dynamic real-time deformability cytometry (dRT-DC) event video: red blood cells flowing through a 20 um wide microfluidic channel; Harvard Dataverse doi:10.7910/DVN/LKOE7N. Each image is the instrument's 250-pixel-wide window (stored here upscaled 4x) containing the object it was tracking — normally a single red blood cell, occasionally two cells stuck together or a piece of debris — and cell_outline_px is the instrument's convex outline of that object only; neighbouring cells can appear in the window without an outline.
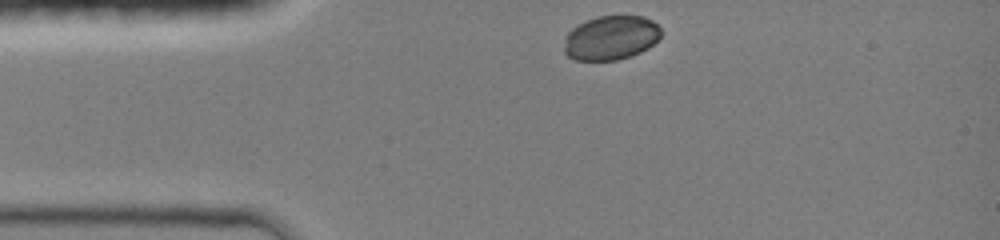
{"species": "common noctule bat (a hibernating species)", "species_latin": "Nyctalus noctula", "temperature_condition": "room temperature", "stored_images_in_passage": 6, "camera_frame_rate_fps": 3000, "um_per_image_px": 0.085, "animal": {"sex": "female", "body_mass_g": 19.0, "forearm_length_mm": 51.5}, "frame": {"image": 1, "passage_image": 1, "time_ms": 0.0, "image_size_px": [1000, 240], "cell_outline_px": [[660, 36], [648, 48], [640, 52], [616, 60], [576, 60], [568, 56], [564, 52], [564, 36], [576, 24], [596, 16], [644, 16], [652, 20], [660, 28]], "centroid_in_image_um": [51.88, 3.2], "position_along_channel_um": 33.1, "area_um2": 25.03}}
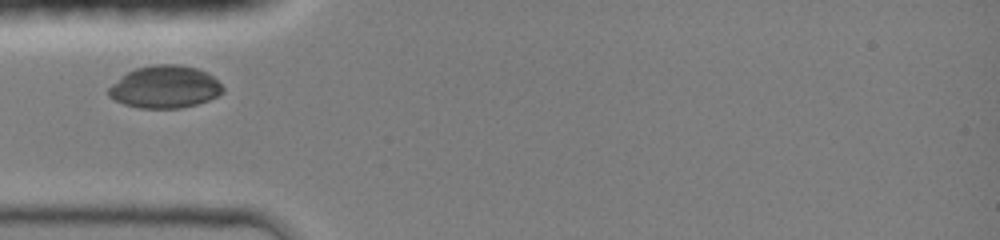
{"frame": {"image": 2, "passage_image": 4, "time_ms": 1.667, "image_size_px": [1000, 240], "cell_outline_px": [[224, 92], [208, 100], [196, 104], [180, 108], [140, 108], [124, 104], [108, 96], [108, 88], [120, 76], [136, 68], [152, 64], [180, 64], [196, 68], [208, 72], [224, 88]], "centroid_in_image_um": [14.01, 7.38], "position_along_channel_um": 71.0, "area_um2": 28.26}}